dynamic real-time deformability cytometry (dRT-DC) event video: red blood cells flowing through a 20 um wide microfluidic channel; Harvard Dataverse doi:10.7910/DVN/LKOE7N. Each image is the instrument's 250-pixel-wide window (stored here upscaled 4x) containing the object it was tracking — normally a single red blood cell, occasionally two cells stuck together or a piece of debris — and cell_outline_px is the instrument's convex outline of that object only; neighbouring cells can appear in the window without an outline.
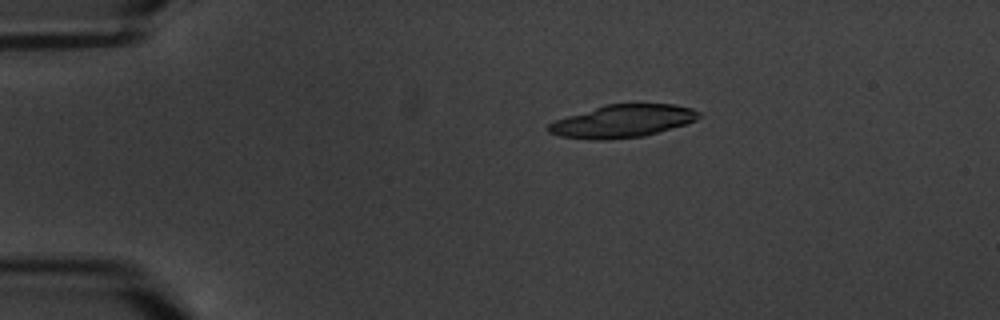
{"species": "common noctule bat (a hibernating species)", "species_latin": "Nyctalus noctula", "temperature_condition": "warm", "stored_images_in_passage": 2, "camera_frame_rate_fps": 3000, "um_per_image_px": 0.085, "animal": {"sex": "male", "body_mass_g": 20.1, "forearm_length_mm": 53.5}, "frame": {"image": 1, "passage_image": 1, "time_ms": 0.0, "image_size_px": [1000, 320], "cell_outline_px": [[700, 116], [696, 120], [684, 124], [644, 136], [608, 140], [588, 140], [560, 136], [548, 132], [548, 124], [556, 120], [604, 104], [676, 104], [692, 108], [700, 112]], "centroid_in_image_um": [52.91, 10.3], "position_along_channel_um": 32.1, "area_um2": 28.61}}